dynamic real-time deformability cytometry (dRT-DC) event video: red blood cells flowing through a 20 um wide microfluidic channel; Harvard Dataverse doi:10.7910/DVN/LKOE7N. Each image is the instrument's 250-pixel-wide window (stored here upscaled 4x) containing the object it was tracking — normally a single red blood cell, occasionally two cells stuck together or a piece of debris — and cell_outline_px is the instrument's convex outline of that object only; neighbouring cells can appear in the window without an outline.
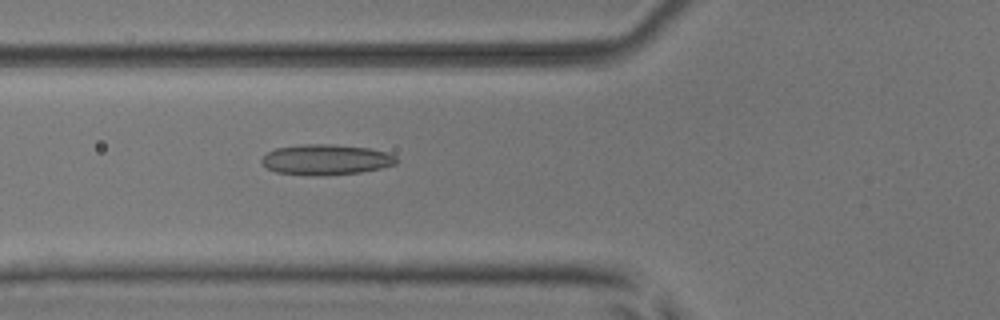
{"species": "common noctule bat (a hibernating species)", "species_latin": "Nyctalus noctula", "temperature_condition": "room temperature", "stored_images_in_passage": 53, "camera_frame_rate_fps": 3000, "um_per_image_px": 0.085, "animal": {"sex": "male", "body_mass_g": 17.9, "forearm_length_mm": 54.2}, "frame": {"image": 1, "passage_image": 20, "time_ms": 6.333, "image_size_px": [1000, 320], "cell_outline_px": [[400, 160], [396, 164], [380, 168], [360, 172], [276, 172], [268, 168], [260, 160], [268, 152], [276, 148], [300, 144], [332, 144], [368, 148], [388, 152], [396, 156]], "centroid_in_image_um": [27.78, 13.5], "position_along_channel_um": 98.0, "area_um2": 22.72}}
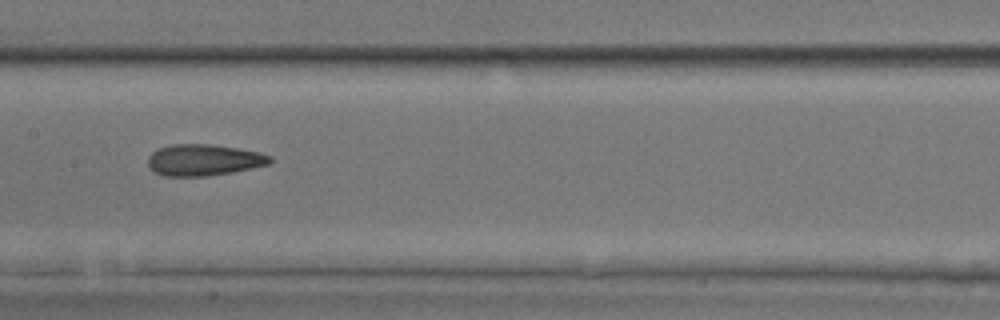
{"frame": {"image": 2, "passage_image": 27, "time_ms": 8.667, "image_size_px": [1000, 320], "cell_outline_px": [[272, 160], [268, 164], [252, 168], [232, 172], [208, 176], [164, 176], [152, 172], [148, 168], [148, 156], [152, 152], [160, 148], [172, 144], [208, 144], [236, 148], [260, 152], [272, 156]], "centroid_in_image_um": [17.29, 13.61], "position_along_channel_um": 190.1, "area_um2": 22.43}}
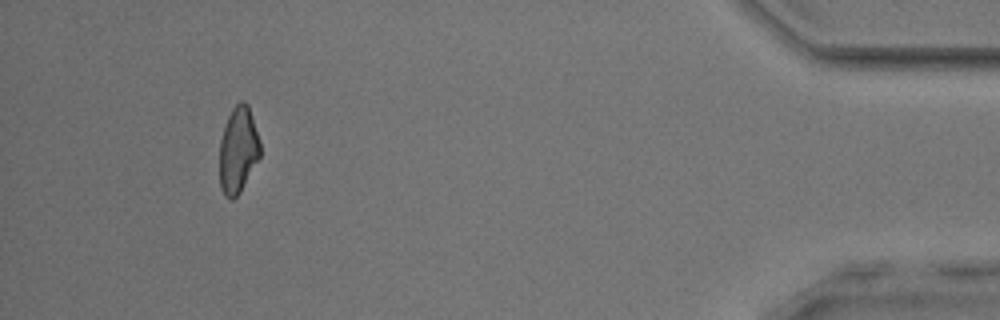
{"frame": {"image": 3, "passage_image": 49, "time_ms": 16.0, "image_size_px": [1000, 320], "cell_outline_px": [[260, 156], [240, 192], [232, 200], [224, 196], [220, 188], [220, 140], [228, 116], [232, 108], [240, 100], [244, 100], [248, 104], [260, 140]], "centroid_in_image_um": [20.24, 12.74], "position_along_channel_um": 415.0, "area_um2": 20.4}, "authors_computed_cell_mechanics": {"area_um2": 22.253, "velocity_mm_per_s": 3.9407, "shape_relaxation_time_tau1_ms": 4.4044, "shape_relaxation_time_tau2_ms": 2.3733, "deformation_change_tau1": 0.1182, "deformation_change_tau2": 0.102}}